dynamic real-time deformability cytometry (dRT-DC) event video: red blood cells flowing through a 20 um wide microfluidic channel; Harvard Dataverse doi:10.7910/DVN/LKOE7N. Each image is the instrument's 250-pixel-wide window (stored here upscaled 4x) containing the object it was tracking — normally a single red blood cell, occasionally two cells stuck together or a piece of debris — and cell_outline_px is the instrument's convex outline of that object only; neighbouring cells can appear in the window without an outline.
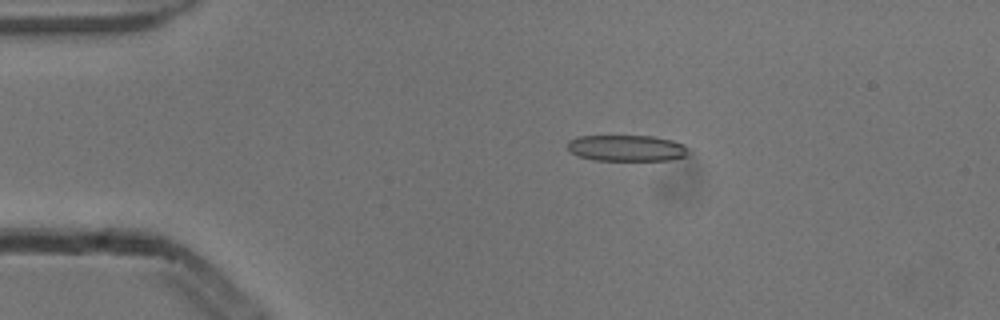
{"species": "common noctule bat (a hibernating species)", "species_latin": "Nyctalus noctula", "temperature_condition": "cold", "stored_images_in_passage": 4, "camera_frame_rate_fps": 3000, "um_per_image_px": 0.085, "animal": {"sex": "male", "body_mass_g": 13.3}, "frame": {"image": 1, "passage_image": 1, "time_ms": 0.0, "image_size_px": [1000, 320], "cell_outline_px": [[688, 156], [672, 160], [596, 160], [580, 156], [572, 152], [568, 148], [568, 140], [576, 136], [656, 136], [672, 140], [684, 144], [688, 148]], "centroid_in_image_um": [53.32, 12.58], "position_along_channel_um": 31.7, "area_um2": 18.55}}
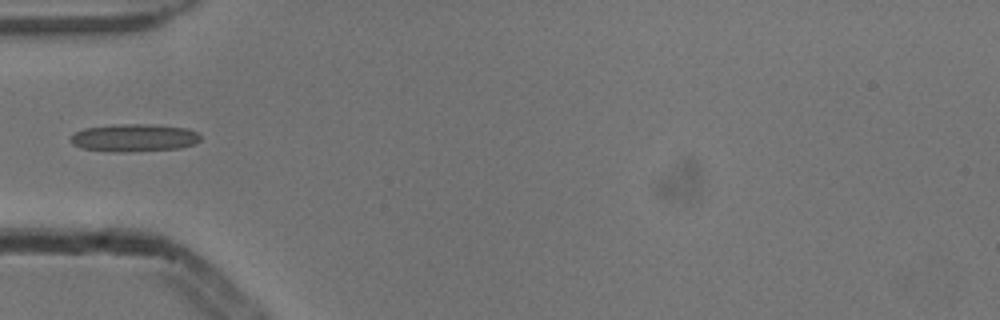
{"frame": {"image": 2, "passage_image": 3, "time_ms": 0.667, "image_size_px": [1000, 320], "cell_outline_px": [[200, 140], [192, 144], [180, 148], [128, 152], [112, 152], [84, 148], [72, 144], [72, 136], [76, 132], [84, 128], [124, 124], [152, 124], [188, 128], [196, 132], [200, 136]], "centroid_in_image_um": [11.43, 11.71], "position_along_channel_um": 73.6, "area_um2": 20.75}}
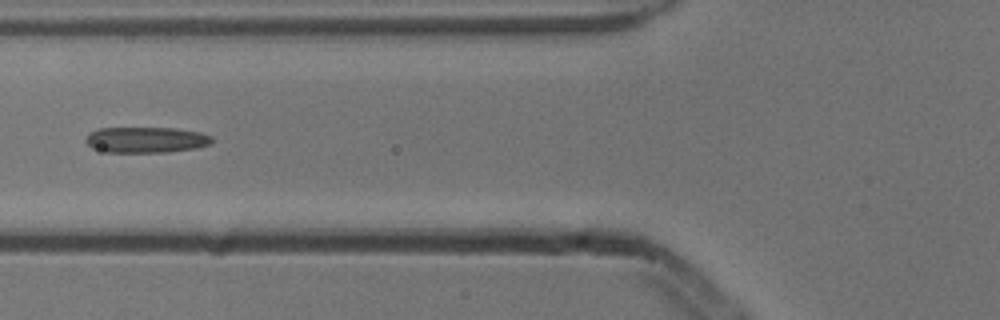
{"frame": {"image": 3, "passage_image": 4, "time_ms": 1.0, "image_size_px": [1000, 320], "cell_outline_px": [[212, 144], [196, 148], [168, 152], [108, 152], [92, 148], [84, 140], [88, 132], [96, 128], [176, 128], [200, 132], [212, 136]], "centroid_in_image_um": [12.4, 11.88], "position_along_channel_um": 113.4, "area_um2": 19.19}}